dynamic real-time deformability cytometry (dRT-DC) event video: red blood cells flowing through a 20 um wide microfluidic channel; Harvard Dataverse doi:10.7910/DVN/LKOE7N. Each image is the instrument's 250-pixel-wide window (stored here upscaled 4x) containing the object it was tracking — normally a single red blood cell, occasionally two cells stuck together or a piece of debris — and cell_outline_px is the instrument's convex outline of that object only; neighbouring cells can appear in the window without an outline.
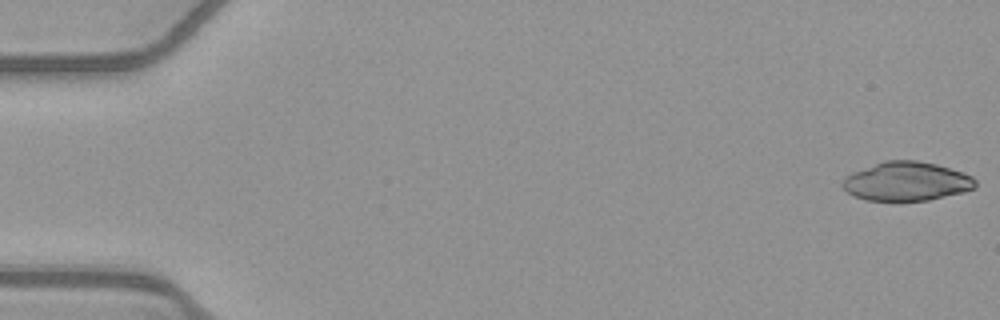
{"species": "common noctule bat (a hibernating species)", "species_latin": "Nyctalus noctula", "temperature_condition": "warm", "stored_images_in_passage": 52, "camera_frame_rate_fps": 3000, "um_per_image_px": 0.085, "animal": {"sex": "female", "body_mass_g": 21.9}, "frame": {"image": 1, "passage_image": 1, "time_ms": 0.0, "image_size_px": [1000, 320], "cell_outline_px": [[976, 188], [964, 192], [928, 200], [900, 204], [864, 200], [848, 192], [840, 184], [852, 172], [884, 160], [916, 160], [936, 164], [964, 172], [972, 176], [976, 180]], "centroid_in_image_um": [77.07, 15.46], "position_along_channel_um": 7.9, "area_um2": 30.98}}